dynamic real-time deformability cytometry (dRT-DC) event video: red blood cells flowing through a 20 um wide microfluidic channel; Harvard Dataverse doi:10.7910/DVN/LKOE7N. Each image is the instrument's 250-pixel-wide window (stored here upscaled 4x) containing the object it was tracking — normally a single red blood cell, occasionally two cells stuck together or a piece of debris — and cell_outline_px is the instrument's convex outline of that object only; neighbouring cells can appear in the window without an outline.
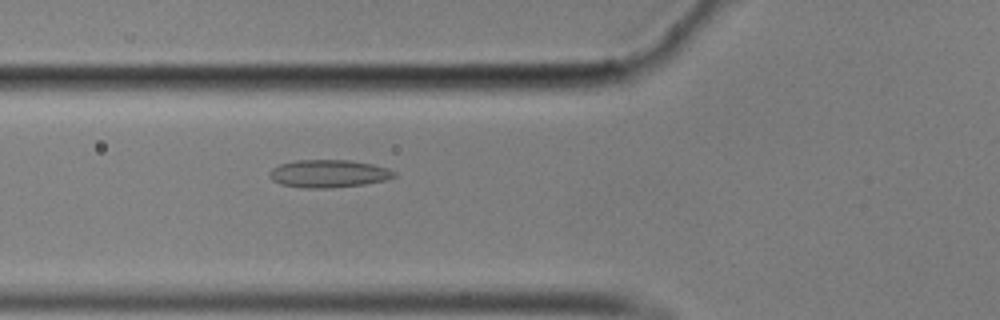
{"species": "common noctule bat (a hibernating species)", "species_latin": "Nyctalus noctula", "temperature_condition": "cold", "stored_images_in_passage": 39, "camera_frame_rate_fps": 3000, "um_per_image_px": 0.085, "animal": {"sex": "male", "body_mass_g": 17.9}, "frame": {"image": 1, "passage_image": 12, "time_ms": 3.667, "image_size_px": [1000, 320], "cell_outline_px": [[396, 176], [388, 180], [364, 184], [332, 188], [304, 188], [280, 184], [272, 180], [272, 168], [280, 164], [296, 160], [352, 160], [372, 164], [388, 168], [396, 172]], "centroid_in_image_um": [27.99, 14.76], "position_along_channel_um": 97.8, "area_um2": 20.17}}
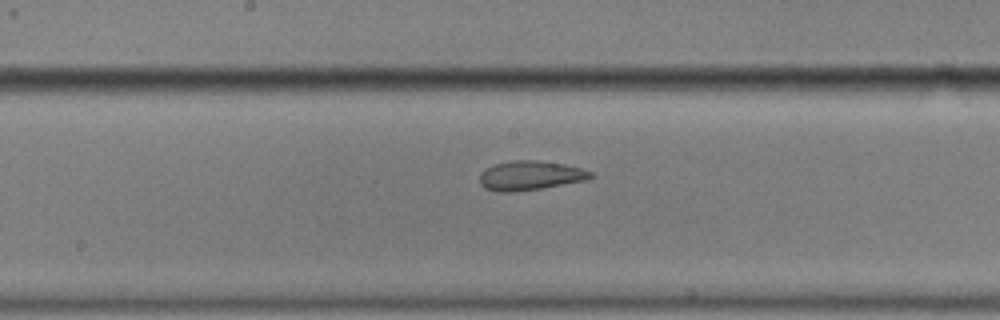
{"frame": {"image": 2, "passage_image": 21, "time_ms": 6.667, "image_size_px": [1000, 320], "cell_outline_px": [[596, 176], [588, 180], [540, 188], [512, 192], [496, 192], [484, 188], [480, 184], [480, 172], [484, 168], [496, 164], [516, 160], [536, 160], [564, 164], [580, 168], [592, 172]], "centroid_in_image_um": [45.06, 14.92], "position_along_channel_um": 203.1, "area_um2": 19.02}}
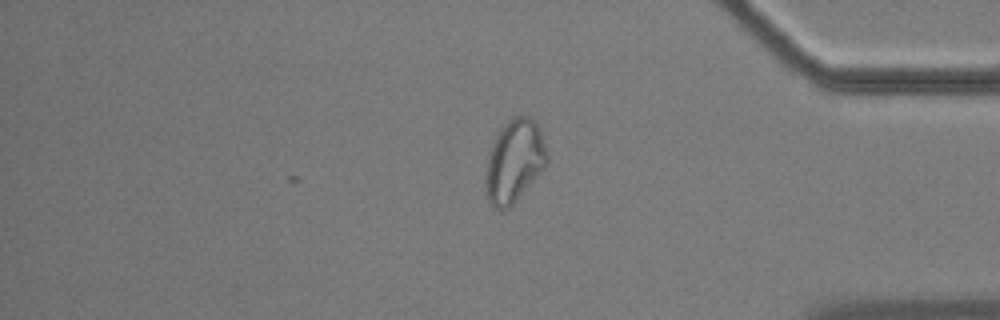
{"frame": {"image": 3, "passage_image": 39, "time_ms": 12.667, "image_size_px": [1000, 320], "cell_outline_px": [[548, 164], [516, 200], [508, 208], [496, 208], [488, 200], [488, 160], [492, 144], [496, 136], [508, 120], [512, 116], [528, 116], [540, 128], [548, 152]], "centroid_in_image_um": [43.79, 13.64], "position_along_channel_um": 391.4, "area_um2": 28.67}, "authors_computed_cell_mechanics": {"area_um2": 19.1896, "velocity_mm_per_s": 3.4929, "shape_relaxation_time_tau1_ms": null, "shape_relaxation_time_tau2_ms": 1.7789, "deformation_change_tau1": null, "deformation_change_tau2": 0.0744}}